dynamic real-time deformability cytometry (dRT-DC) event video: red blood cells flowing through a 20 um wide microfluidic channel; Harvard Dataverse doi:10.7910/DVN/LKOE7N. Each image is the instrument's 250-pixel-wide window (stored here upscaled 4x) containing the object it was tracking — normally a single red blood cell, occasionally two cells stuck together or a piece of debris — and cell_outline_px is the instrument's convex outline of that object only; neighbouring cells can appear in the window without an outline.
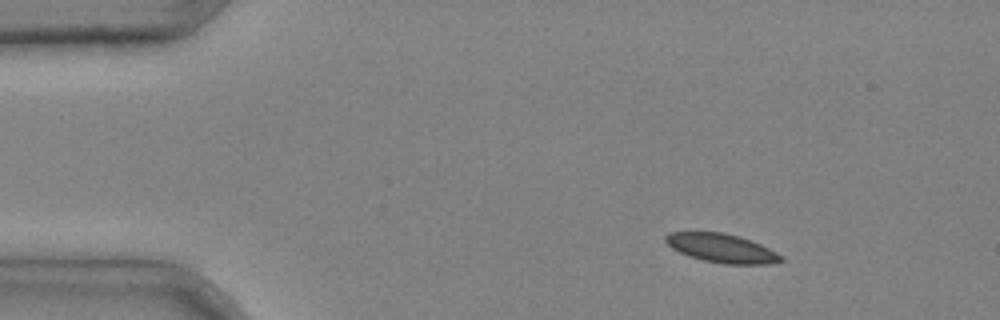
{"species": "common noctule bat (a hibernating species)", "species_latin": "Nyctalus noctula", "temperature_condition": "cold", "stored_images_in_passage": 3, "segment_of_instrument_passage": [1, 2], "camera_frame_rate_fps": 3000, "um_per_image_px": 0.085, "animal": {"sex": "male", "body_mass_g": 20.4}, "frame": {"image": 1, "passage_image": 1, "time_ms": 0.0, "image_size_px": [1000, 320], "cell_outline_px": [[784, 260], [768, 264], [724, 264], [704, 260], [688, 256], [672, 248], [664, 240], [664, 236], [668, 232], [720, 232], [736, 236], [760, 244], [784, 256]], "centroid_in_image_um": [61.32, 21.1], "position_along_channel_um": 23.7, "area_um2": 19.19}}